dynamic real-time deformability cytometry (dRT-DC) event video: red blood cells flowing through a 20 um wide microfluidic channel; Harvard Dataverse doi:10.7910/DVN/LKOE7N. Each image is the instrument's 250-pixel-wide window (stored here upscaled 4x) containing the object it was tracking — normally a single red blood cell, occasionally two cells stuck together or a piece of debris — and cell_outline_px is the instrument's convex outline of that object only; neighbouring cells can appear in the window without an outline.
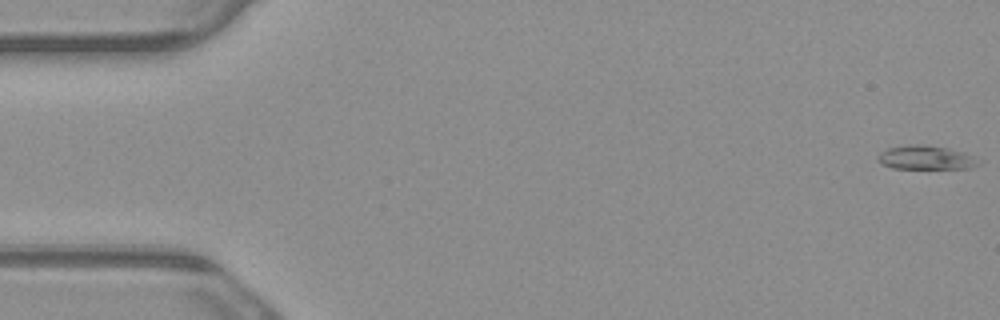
{"species": "common noctule bat (a hibernating species)", "species_latin": "Nyctalus noctula", "temperature_condition": "warm", "stored_images_in_passage": 4, "camera_frame_rate_fps": 3000, "um_per_image_px": 0.085, "animal": {"sex": "male", "body_mass_g": 23.1, "forearm_length_mm": 52.7}, "frame": {"image": 1, "passage_image": 1, "time_ms": 0.0, "image_size_px": [1000, 320], "cell_outline_px": [[984, 160], [980, 164], [972, 168], [892, 168], [876, 160], [876, 156], [880, 152], [888, 148], [912, 144], [920, 144], [948, 148], [964, 152]], "centroid_in_image_um": [78.75, 13.39], "position_along_channel_um": 6.2, "area_um2": 14.16}}